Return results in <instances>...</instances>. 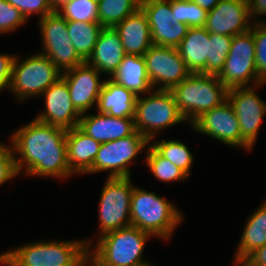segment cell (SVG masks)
I'll return each instance as SVG.
<instances>
[{
  "mask_svg": "<svg viewBox=\"0 0 266 266\" xmlns=\"http://www.w3.org/2000/svg\"><path fill=\"white\" fill-rule=\"evenodd\" d=\"M67 130L32 119L10 134L18 175L66 180L75 175L67 162Z\"/></svg>",
  "mask_w": 266,
  "mask_h": 266,
  "instance_id": "1",
  "label": "cell"
},
{
  "mask_svg": "<svg viewBox=\"0 0 266 266\" xmlns=\"http://www.w3.org/2000/svg\"><path fill=\"white\" fill-rule=\"evenodd\" d=\"M93 239L34 240L1 254L14 266H88Z\"/></svg>",
  "mask_w": 266,
  "mask_h": 266,
  "instance_id": "2",
  "label": "cell"
},
{
  "mask_svg": "<svg viewBox=\"0 0 266 266\" xmlns=\"http://www.w3.org/2000/svg\"><path fill=\"white\" fill-rule=\"evenodd\" d=\"M168 200L135 185L131 197V225L149 233L153 238L169 241L176 227L184 221L185 215Z\"/></svg>",
  "mask_w": 266,
  "mask_h": 266,
  "instance_id": "3",
  "label": "cell"
},
{
  "mask_svg": "<svg viewBox=\"0 0 266 266\" xmlns=\"http://www.w3.org/2000/svg\"><path fill=\"white\" fill-rule=\"evenodd\" d=\"M152 235L134 226L107 232L88 246V266H137Z\"/></svg>",
  "mask_w": 266,
  "mask_h": 266,
  "instance_id": "4",
  "label": "cell"
},
{
  "mask_svg": "<svg viewBox=\"0 0 266 266\" xmlns=\"http://www.w3.org/2000/svg\"><path fill=\"white\" fill-rule=\"evenodd\" d=\"M179 111L190 125L203 113L227 100L228 88L217 75L191 73L170 90Z\"/></svg>",
  "mask_w": 266,
  "mask_h": 266,
  "instance_id": "5",
  "label": "cell"
},
{
  "mask_svg": "<svg viewBox=\"0 0 266 266\" xmlns=\"http://www.w3.org/2000/svg\"><path fill=\"white\" fill-rule=\"evenodd\" d=\"M61 76L60 70L42 53L36 51L23 59L16 55L9 91L18 103H23L29 98L40 97Z\"/></svg>",
  "mask_w": 266,
  "mask_h": 266,
  "instance_id": "6",
  "label": "cell"
},
{
  "mask_svg": "<svg viewBox=\"0 0 266 266\" xmlns=\"http://www.w3.org/2000/svg\"><path fill=\"white\" fill-rule=\"evenodd\" d=\"M184 121L186 120L170 90L153 89L149 93L137 96L134 126L149 141L155 140L158 133L164 129L182 124Z\"/></svg>",
  "mask_w": 266,
  "mask_h": 266,
  "instance_id": "7",
  "label": "cell"
},
{
  "mask_svg": "<svg viewBox=\"0 0 266 266\" xmlns=\"http://www.w3.org/2000/svg\"><path fill=\"white\" fill-rule=\"evenodd\" d=\"M149 145L150 141L137 130L128 137L102 143L93 166L85 174L108 171L109 178L132 177L130 164L136 162Z\"/></svg>",
  "mask_w": 266,
  "mask_h": 266,
  "instance_id": "8",
  "label": "cell"
},
{
  "mask_svg": "<svg viewBox=\"0 0 266 266\" xmlns=\"http://www.w3.org/2000/svg\"><path fill=\"white\" fill-rule=\"evenodd\" d=\"M134 186L131 177L106 178L99 199L98 237L131 226L130 209Z\"/></svg>",
  "mask_w": 266,
  "mask_h": 266,
  "instance_id": "9",
  "label": "cell"
},
{
  "mask_svg": "<svg viewBox=\"0 0 266 266\" xmlns=\"http://www.w3.org/2000/svg\"><path fill=\"white\" fill-rule=\"evenodd\" d=\"M255 42L251 30L235 35L225 64L217 75L228 89L249 87L263 83L257 77Z\"/></svg>",
  "mask_w": 266,
  "mask_h": 266,
  "instance_id": "10",
  "label": "cell"
},
{
  "mask_svg": "<svg viewBox=\"0 0 266 266\" xmlns=\"http://www.w3.org/2000/svg\"><path fill=\"white\" fill-rule=\"evenodd\" d=\"M37 21L42 36V50L39 53L47 56L61 73L85 62L74 49L67 20L61 14L53 12Z\"/></svg>",
  "mask_w": 266,
  "mask_h": 266,
  "instance_id": "11",
  "label": "cell"
},
{
  "mask_svg": "<svg viewBox=\"0 0 266 266\" xmlns=\"http://www.w3.org/2000/svg\"><path fill=\"white\" fill-rule=\"evenodd\" d=\"M144 60L155 90H171L191 74L175 47L152 45L144 54Z\"/></svg>",
  "mask_w": 266,
  "mask_h": 266,
  "instance_id": "12",
  "label": "cell"
},
{
  "mask_svg": "<svg viewBox=\"0 0 266 266\" xmlns=\"http://www.w3.org/2000/svg\"><path fill=\"white\" fill-rule=\"evenodd\" d=\"M264 84L266 83L228 89L227 100L238 118L240 135L252 148L257 142L262 121L266 116V101L256 92Z\"/></svg>",
  "mask_w": 266,
  "mask_h": 266,
  "instance_id": "13",
  "label": "cell"
},
{
  "mask_svg": "<svg viewBox=\"0 0 266 266\" xmlns=\"http://www.w3.org/2000/svg\"><path fill=\"white\" fill-rule=\"evenodd\" d=\"M190 126L193 131L214 138L227 146L239 149L241 147L247 152L253 149L241 137L238 118L228 100L203 113Z\"/></svg>",
  "mask_w": 266,
  "mask_h": 266,
  "instance_id": "14",
  "label": "cell"
},
{
  "mask_svg": "<svg viewBox=\"0 0 266 266\" xmlns=\"http://www.w3.org/2000/svg\"><path fill=\"white\" fill-rule=\"evenodd\" d=\"M140 9L148 20L153 45L177 48L190 28L173 21L170 0H141Z\"/></svg>",
  "mask_w": 266,
  "mask_h": 266,
  "instance_id": "15",
  "label": "cell"
},
{
  "mask_svg": "<svg viewBox=\"0 0 266 266\" xmlns=\"http://www.w3.org/2000/svg\"><path fill=\"white\" fill-rule=\"evenodd\" d=\"M40 97L45 101V109L34 119L66 130L79 125L82 114L74 107L67 83L62 77L46 89Z\"/></svg>",
  "mask_w": 266,
  "mask_h": 266,
  "instance_id": "16",
  "label": "cell"
},
{
  "mask_svg": "<svg viewBox=\"0 0 266 266\" xmlns=\"http://www.w3.org/2000/svg\"><path fill=\"white\" fill-rule=\"evenodd\" d=\"M67 83L71 101L81 113H88L98 104L99 95L104 84L102 74L88 63L76 66L62 73Z\"/></svg>",
  "mask_w": 266,
  "mask_h": 266,
  "instance_id": "17",
  "label": "cell"
},
{
  "mask_svg": "<svg viewBox=\"0 0 266 266\" xmlns=\"http://www.w3.org/2000/svg\"><path fill=\"white\" fill-rule=\"evenodd\" d=\"M247 0H220L210 11L204 28L209 33L235 36L251 29Z\"/></svg>",
  "mask_w": 266,
  "mask_h": 266,
  "instance_id": "18",
  "label": "cell"
},
{
  "mask_svg": "<svg viewBox=\"0 0 266 266\" xmlns=\"http://www.w3.org/2000/svg\"><path fill=\"white\" fill-rule=\"evenodd\" d=\"M78 127L101 144L128 137L136 131L134 118L113 117L99 112L83 113Z\"/></svg>",
  "mask_w": 266,
  "mask_h": 266,
  "instance_id": "19",
  "label": "cell"
},
{
  "mask_svg": "<svg viewBox=\"0 0 266 266\" xmlns=\"http://www.w3.org/2000/svg\"><path fill=\"white\" fill-rule=\"evenodd\" d=\"M125 55L120 35L115 28H103L91 55L85 62L104 74L103 76L107 75L105 77L110 78Z\"/></svg>",
  "mask_w": 266,
  "mask_h": 266,
  "instance_id": "20",
  "label": "cell"
},
{
  "mask_svg": "<svg viewBox=\"0 0 266 266\" xmlns=\"http://www.w3.org/2000/svg\"><path fill=\"white\" fill-rule=\"evenodd\" d=\"M114 28L119 33L124 51L128 55L144 56L153 45L150 26L141 9L127 16Z\"/></svg>",
  "mask_w": 266,
  "mask_h": 266,
  "instance_id": "21",
  "label": "cell"
},
{
  "mask_svg": "<svg viewBox=\"0 0 266 266\" xmlns=\"http://www.w3.org/2000/svg\"><path fill=\"white\" fill-rule=\"evenodd\" d=\"M67 162L76 175H84L92 166L101 143L84 133L78 126L66 133Z\"/></svg>",
  "mask_w": 266,
  "mask_h": 266,
  "instance_id": "22",
  "label": "cell"
},
{
  "mask_svg": "<svg viewBox=\"0 0 266 266\" xmlns=\"http://www.w3.org/2000/svg\"><path fill=\"white\" fill-rule=\"evenodd\" d=\"M137 96L111 78H106L101 89L96 109L113 117L134 118Z\"/></svg>",
  "mask_w": 266,
  "mask_h": 266,
  "instance_id": "23",
  "label": "cell"
},
{
  "mask_svg": "<svg viewBox=\"0 0 266 266\" xmlns=\"http://www.w3.org/2000/svg\"><path fill=\"white\" fill-rule=\"evenodd\" d=\"M110 78L118 85L132 91L136 96L144 95L153 90L144 56L126 54Z\"/></svg>",
  "mask_w": 266,
  "mask_h": 266,
  "instance_id": "24",
  "label": "cell"
},
{
  "mask_svg": "<svg viewBox=\"0 0 266 266\" xmlns=\"http://www.w3.org/2000/svg\"><path fill=\"white\" fill-rule=\"evenodd\" d=\"M191 73H201L209 60V32L204 27H190L177 47Z\"/></svg>",
  "mask_w": 266,
  "mask_h": 266,
  "instance_id": "25",
  "label": "cell"
},
{
  "mask_svg": "<svg viewBox=\"0 0 266 266\" xmlns=\"http://www.w3.org/2000/svg\"><path fill=\"white\" fill-rule=\"evenodd\" d=\"M238 243L233 262L245 260L253 251L266 244V200L247 217Z\"/></svg>",
  "mask_w": 266,
  "mask_h": 266,
  "instance_id": "26",
  "label": "cell"
},
{
  "mask_svg": "<svg viewBox=\"0 0 266 266\" xmlns=\"http://www.w3.org/2000/svg\"><path fill=\"white\" fill-rule=\"evenodd\" d=\"M103 28L100 23L96 22L67 21L70 41L84 61L91 55Z\"/></svg>",
  "mask_w": 266,
  "mask_h": 266,
  "instance_id": "27",
  "label": "cell"
},
{
  "mask_svg": "<svg viewBox=\"0 0 266 266\" xmlns=\"http://www.w3.org/2000/svg\"><path fill=\"white\" fill-rule=\"evenodd\" d=\"M150 146L163 158L168 159L175 166L179 167L189 177L194 162V154L190 152L187 145L178 139L150 140Z\"/></svg>",
  "mask_w": 266,
  "mask_h": 266,
  "instance_id": "28",
  "label": "cell"
},
{
  "mask_svg": "<svg viewBox=\"0 0 266 266\" xmlns=\"http://www.w3.org/2000/svg\"><path fill=\"white\" fill-rule=\"evenodd\" d=\"M141 0H101L98 3V23L104 28L115 27L140 9Z\"/></svg>",
  "mask_w": 266,
  "mask_h": 266,
  "instance_id": "29",
  "label": "cell"
},
{
  "mask_svg": "<svg viewBox=\"0 0 266 266\" xmlns=\"http://www.w3.org/2000/svg\"><path fill=\"white\" fill-rule=\"evenodd\" d=\"M145 154V164H147L150 173L158 179V181L165 183L184 182V180L189 178L184 171L175 166L168 159L160 156L150 145Z\"/></svg>",
  "mask_w": 266,
  "mask_h": 266,
  "instance_id": "30",
  "label": "cell"
},
{
  "mask_svg": "<svg viewBox=\"0 0 266 266\" xmlns=\"http://www.w3.org/2000/svg\"><path fill=\"white\" fill-rule=\"evenodd\" d=\"M173 13L172 25L184 23L189 27H204L208 11L192 0H170Z\"/></svg>",
  "mask_w": 266,
  "mask_h": 266,
  "instance_id": "31",
  "label": "cell"
},
{
  "mask_svg": "<svg viewBox=\"0 0 266 266\" xmlns=\"http://www.w3.org/2000/svg\"><path fill=\"white\" fill-rule=\"evenodd\" d=\"M232 36L209 33V60L201 74L218 75L232 44Z\"/></svg>",
  "mask_w": 266,
  "mask_h": 266,
  "instance_id": "32",
  "label": "cell"
},
{
  "mask_svg": "<svg viewBox=\"0 0 266 266\" xmlns=\"http://www.w3.org/2000/svg\"><path fill=\"white\" fill-rule=\"evenodd\" d=\"M98 2L93 0H73L64 5L58 13L67 21L98 23Z\"/></svg>",
  "mask_w": 266,
  "mask_h": 266,
  "instance_id": "33",
  "label": "cell"
},
{
  "mask_svg": "<svg viewBox=\"0 0 266 266\" xmlns=\"http://www.w3.org/2000/svg\"><path fill=\"white\" fill-rule=\"evenodd\" d=\"M250 30L255 42L257 77L266 83V26L262 22L253 23Z\"/></svg>",
  "mask_w": 266,
  "mask_h": 266,
  "instance_id": "34",
  "label": "cell"
},
{
  "mask_svg": "<svg viewBox=\"0 0 266 266\" xmlns=\"http://www.w3.org/2000/svg\"><path fill=\"white\" fill-rule=\"evenodd\" d=\"M26 22V18L17 8L6 0H0V34H10Z\"/></svg>",
  "mask_w": 266,
  "mask_h": 266,
  "instance_id": "35",
  "label": "cell"
},
{
  "mask_svg": "<svg viewBox=\"0 0 266 266\" xmlns=\"http://www.w3.org/2000/svg\"><path fill=\"white\" fill-rule=\"evenodd\" d=\"M29 21L31 15L38 16V19L44 18L46 15L53 13L50 0H6Z\"/></svg>",
  "mask_w": 266,
  "mask_h": 266,
  "instance_id": "36",
  "label": "cell"
},
{
  "mask_svg": "<svg viewBox=\"0 0 266 266\" xmlns=\"http://www.w3.org/2000/svg\"><path fill=\"white\" fill-rule=\"evenodd\" d=\"M18 176L15 159L9 144L0 142V186Z\"/></svg>",
  "mask_w": 266,
  "mask_h": 266,
  "instance_id": "37",
  "label": "cell"
},
{
  "mask_svg": "<svg viewBox=\"0 0 266 266\" xmlns=\"http://www.w3.org/2000/svg\"><path fill=\"white\" fill-rule=\"evenodd\" d=\"M15 56L16 54L0 53V92L9 90Z\"/></svg>",
  "mask_w": 266,
  "mask_h": 266,
  "instance_id": "38",
  "label": "cell"
},
{
  "mask_svg": "<svg viewBox=\"0 0 266 266\" xmlns=\"http://www.w3.org/2000/svg\"><path fill=\"white\" fill-rule=\"evenodd\" d=\"M249 17L252 23L263 22L265 19H259L266 15V0H247ZM258 18V19H257Z\"/></svg>",
  "mask_w": 266,
  "mask_h": 266,
  "instance_id": "39",
  "label": "cell"
},
{
  "mask_svg": "<svg viewBox=\"0 0 266 266\" xmlns=\"http://www.w3.org/2000/svg\"><path fill=\"white\" fill-rule=\"evenodd\" d=\"M245 261L251 266H266V244L253 251Z\"/></svg>",
  "mask_w": 266,
  "mask_h": 266,
  "instance_id": "40",
  "label": "cell"
},
{
  "mask_svg": "<svg viewBox=\"0 0 266 266\" xmlns=\"http://www.w3.org/2000/svg\"><path fill=\"white\" fill-rule=\"evenodd\" d=\"M194 3L202 7L203 9L212 10L220 0H192Z\"/></svg>",
  "mask_w": 266,
  "mask_h": 266,
  "instance_id": "41",
  "label": "cell"
},
{
  "mask_svg": "<svg viewBox=\"0 0 266 266\" xmlns=\"http://www.w3.org/2000/svg\"><path fill=\"white\" fill-rule=\"evenodd\" d=\"M73 0H50L51 7L54 12H58L64 5Z\"/></svg>",
  "mask_w": 266,
  "mask_h": 266,
  "instance_id": "42",
  "label": "cell"
},
{
  "mask_svg": "<svg viewBox=\"0 0 266 266\" xmlns=\"http://www.w3.org/2000/svg\"><path fill=\"white\" fill-rule=\"evenodd\" d=\"M0 265L1 266H14L2 254H0Z\"/></svg>",
  "mask_w": 266,
  "mask_h": 266,
  "instance_id": "43",
  "label": "cell"
},
{
  "mask_svg": "<svg viewBox=\"0 0 266 266\" xmlns=\"http://www.w3.org/2000/svg\"><path fill=\"white\" fill-rule=\"evenodd\" d=\"M232 266H251L245 260L232 262Z\"/></svg>",
  "mask_w": 266,
  "mask_h": 266,
  "instance_id": "44",
  "label": "cell"
},
{
  "mask_svg": "<svg viewBox=\"0 0 266 266\" xmlns=\"http://www.w3.org/2000/svg\"><path fill=\"white\" fill-rule=\"evenodd\" d=\"M137 266H156V265H153V263L151 262H149V261H147V262H145V263H142V264H140V265H137Z\"/></svg>",
  "mask_w": 266,
  "mask_h": 266,
  "instance_id": "45",
  "label": "cell"
}]
</instances>
